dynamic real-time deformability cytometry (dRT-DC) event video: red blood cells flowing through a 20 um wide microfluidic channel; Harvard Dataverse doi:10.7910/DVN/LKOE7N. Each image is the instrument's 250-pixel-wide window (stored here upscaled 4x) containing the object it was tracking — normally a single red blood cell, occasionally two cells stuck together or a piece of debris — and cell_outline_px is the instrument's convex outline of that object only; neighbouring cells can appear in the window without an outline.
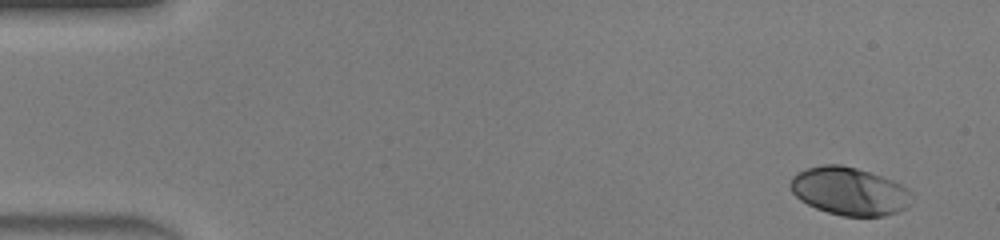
{"species": "human", "species_latin": "Homo sapiens", "temperature_condition": "warm", "stored_images_in_passage": 45, "camera_frame_rate_fps": 3000, "um_per_image_px": 0.085, "donor": {"sex": "male"}, "frame": {"image": 1, "passage_image": 1, "time_ms": 0.0, "image_size_px": [1000, 240], "cell_outline_px": [[912, 192], [908, 204], [904, 208], [896, 212], [884, 216], [844, 216], [828, 212], [816, 208], [800, 200], [792, 192], [788, 184], [792, 176], [796, 172], [808, 168], [824, 164], [840, 164], [856, 168], [892, 180], [908, 188]], "centroid_in_image_um": [72.15, 16.24], "position_along_channel_um": 12.8, "area_um2": 33.76}}
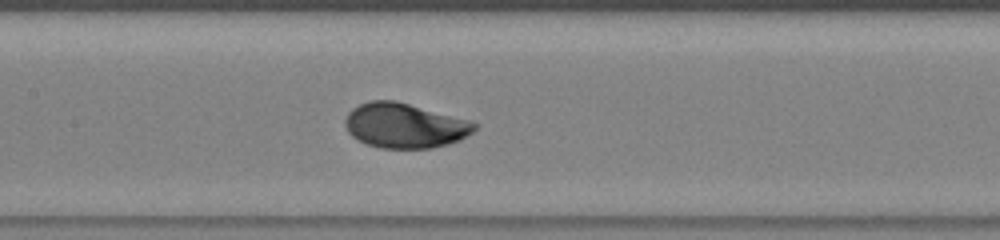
{"frame": {"image": 2, "passage_image": 21, "time_ms": 6.667, "image_size_px": [1000, 240], "cell_outline_px": [[476, 128], [472, 132], [460, 140], [448, 144], [432, 148], [380, 148], [368, 144], [352, 136], [348, 132], [344, 124], [344, 120], [348, 112], [352, 108], [368, 100], [396, 100], [472, 120], [476, 124]], "centroid_in_image_um": [34.4, 10.66], "position_along_channel_um": 173.0, "area_um2": 34.04}}
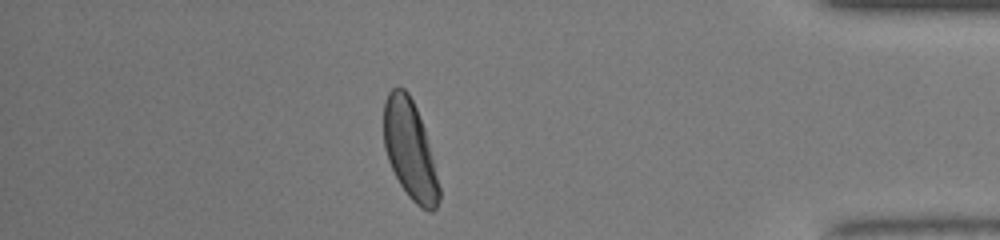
{"frame": {"image": 3, "passage_image": 39, "time_ms": 12.667, "image_size_px": [1000, 240], "cell_outline_px": [[440, 200], [436, 208], [432, 212], [428, 212], [420, 208], [408, 196], [400, 184], [388, 160], [384, 148], [384, 100], [388, 92], [396, 84], [404, 88], [408, 92], [416, 108], [424, 128], [440, 188]], "centroid_in_image_um": [34.83, 12.73], "position_along_channel_um": 400.4, "area_um2": 31.79}, "authors_computed_cell_mechanics": {"area_um2": 32.946, "velocity_mm_per_s": 4.417, "shape_relaxation_time_tau1_ms": 2.0528, "shape_relaxation_time_tau2_ms": null, "deformation_change_tau1": 0.1518, "deformation_change_tau2": null}}